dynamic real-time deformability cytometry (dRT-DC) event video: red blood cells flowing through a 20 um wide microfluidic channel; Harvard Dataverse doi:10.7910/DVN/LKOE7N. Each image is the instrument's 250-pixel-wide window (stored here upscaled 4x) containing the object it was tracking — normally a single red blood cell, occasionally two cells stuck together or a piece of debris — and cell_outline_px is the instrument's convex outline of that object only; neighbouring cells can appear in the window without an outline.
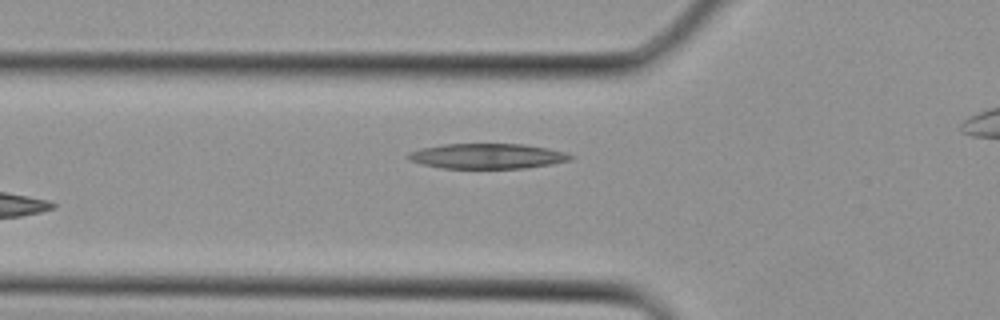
{"species": "Egyptian fruit bat (a non-hibernating species)", "species_latin": "Rousettus aegyptiacus", "temperature_condition": "cold", "stored_images_in_passage": 3, "camera_frame_rate_fps": 3000, "um_per_image_px": 0.085, "animal": {"sex": "female"}, "frame": {"image": 1, "passage_image": 2, "time_ms": 0.333, "image_size_px": [1000, 320], "cell_outline_px": [[576, 156], [572, 160], [552, 164], [528, 168], [440, 168], [408, 160], [408, 152], [420, 148], [444, 144], [524, 144], [548, 148], [568, 152]], "centroid_in_image_um": [41.49, 13.27], "position_along_channel_um": 84.3, "area_um2": 24.04}}